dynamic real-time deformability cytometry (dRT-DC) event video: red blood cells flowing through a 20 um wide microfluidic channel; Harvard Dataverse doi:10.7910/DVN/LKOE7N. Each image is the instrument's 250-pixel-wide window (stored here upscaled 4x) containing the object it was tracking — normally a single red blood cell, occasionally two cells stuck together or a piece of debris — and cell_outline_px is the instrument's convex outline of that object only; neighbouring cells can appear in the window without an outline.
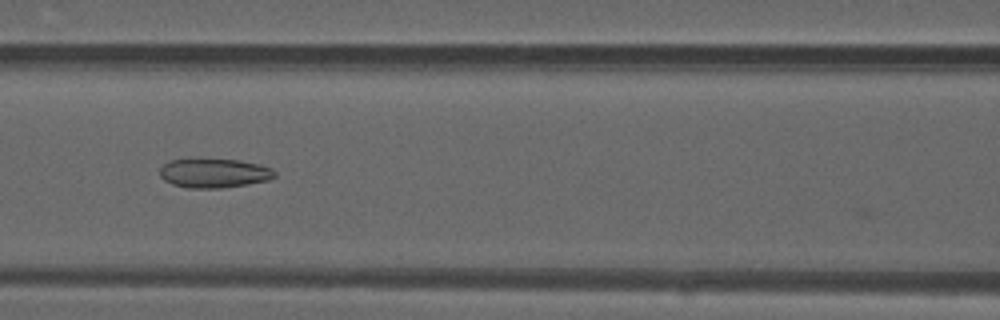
{"species": "common noctule bat (a hibernating species)", "species_latin": "Nyctalus noctula", "temperature_condition": "warm", "stored_images_in_passage": 39, "camera_frame_rate_fps": 3000, "um_per_image_px": 0.085, "animal": {"sex": "male", "forearm_length_mm": 52.5}, "frame": {"image": 1, "passage_image": 12, "time_ms": 3.667, "image_size_px": [1000, 320], "cell_outline_px": [[276, 176], [268, 180], [248, 184], [220, 188], [188, 188], [172, 184], [164, 180], [160, 176], [160, 168], [168, 160], [240, 160], [260, 164], [272, 168], [276, 172]], "centroid_in_image_um": [18.22, 14.73], "position_along_channel_um": 148.4, "area_um2": 19.42}}
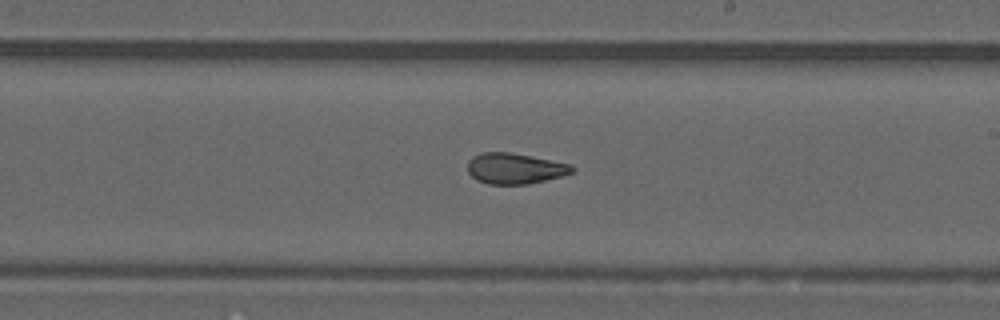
{"frame": {"image": 2, "passage_image": 19, "time_ms": 6.0, "image_size_px": [1000, 320], "cell_outline_px": [[576, 168], [572, 172], [564, 176], [528, 184], [488, 184], [476, 180], [468, 172], [468, 160], [472, 156], [480, 152], [508, 152], [532, 156], [572, 164]], "centroid_in_image_um": [43.78, 14.32], "position_along_channel_um": 245.2, "area_um2": 18.96}}
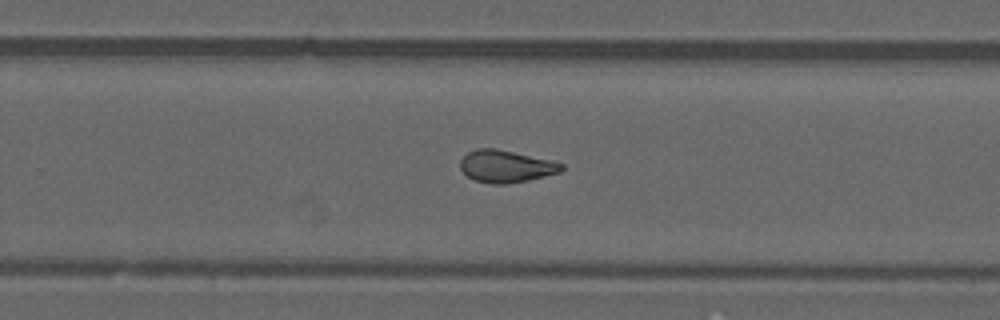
{"frame": {"image": 3, "passage_image": 22, "time_ms": 7.0, "image_size_px": [1000, 320], "cell_outline_px": [[564, 168], [560, 172], [528, 180], [508, 184], [492, 184], [476, 180], [468, 176], [460, 168], [460, 160], [468, 152], [476, 148], [496, 148], [552, 160], [564, 164]], "centroid_in_image_um": [43.01, 14.13], "position_along_channel_um": 286.8, "area_um2": 19.02}, "authors_computed_cell_mechanics": {"area_um2": 19.074, "velocity_mm_per_s": 4.1622, "shape_relaxation_time_tau1_ms": null, "shape_relaxation_time_tau2_ms": 2.0488, "deformation_change_tau1": null, "deformation_change_tau2": 0.1019}}